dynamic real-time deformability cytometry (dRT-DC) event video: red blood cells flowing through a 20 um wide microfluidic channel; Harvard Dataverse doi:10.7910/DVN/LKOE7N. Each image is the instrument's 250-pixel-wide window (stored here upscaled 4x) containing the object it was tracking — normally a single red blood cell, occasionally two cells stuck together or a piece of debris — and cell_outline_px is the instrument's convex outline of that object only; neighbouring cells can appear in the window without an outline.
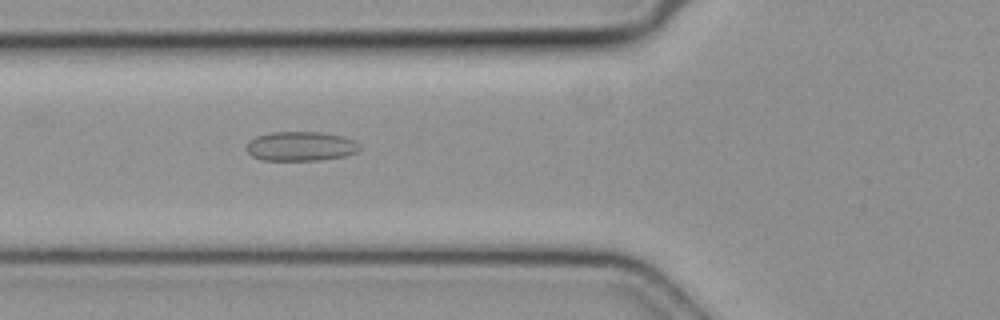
{"species": "common noctule bat (a hibernating species)", "species_latin": "Nyctalus noctula", "temperature_condition": "cold", "stored_images_in_passage": 43, "segment_of_instrument_passage": [1, 2], "camera_frame_rate_fps": 3000, "um_per_image_px": 0.085, "animal": {"sex": "female", "body_mass_g": 19.3, "forearm_length_mm": 54.1}, "frame": {"image": 1, "passage_image": 15, "time_ms": 4.667, "image_size_px": [1000, 320], "cell_outline_px": [[360, 152], [348, 156], [320, 160], [260, 160], [252, 156], [244, 148], [256, 136], [272, 132], [320, 132], [340, 136], [352, 140], [360, 144]], "centroid_in_image_um": [25.58, 12.44], "position_along_channel_um": 100.2, "area_um2": 19.48}}
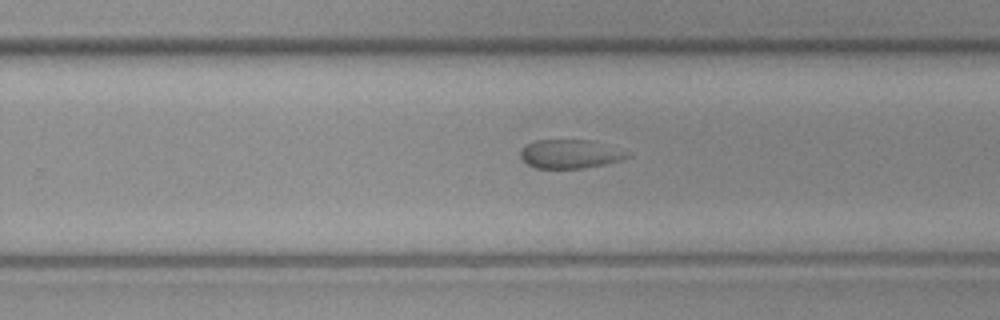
{"frame": {"image": 2, "passage_image": 28, "time_ms": 9.0, "image_size_px": [1000, 320], "cell_outline_px": [[632, 156], [620, 160], [604, 164], [580, 168], [536, 168], [528, 164], [520, 156], [520, 152], [524, 144], [536, 140], [588, 140], [632, 152]], "centroid_in_image_um": [48.46, 13.08], "position_along_channel_um": 281.3, "area_um2": 17.86}}
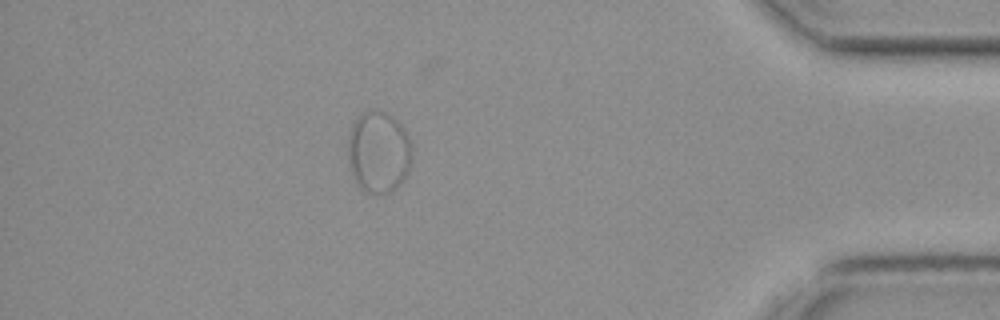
{"frame": {"image": 3, "passage_image": 40, "time_ms": 13.0, "image_size_px": [1000, 320], "cell_outline_px": [[408, 172], [400, 184], [388, 192], [368, 192], [360, 188], [356, 184], [348, 164], [348, 136], [356, 120], [364, 112], [376, 108], [392, 116], [400, 124], [408, 136]], "centroid_in_image_um": [32.12, 12.91], "position_along_channel_um": 403.1, "area_um2": 29.71}}